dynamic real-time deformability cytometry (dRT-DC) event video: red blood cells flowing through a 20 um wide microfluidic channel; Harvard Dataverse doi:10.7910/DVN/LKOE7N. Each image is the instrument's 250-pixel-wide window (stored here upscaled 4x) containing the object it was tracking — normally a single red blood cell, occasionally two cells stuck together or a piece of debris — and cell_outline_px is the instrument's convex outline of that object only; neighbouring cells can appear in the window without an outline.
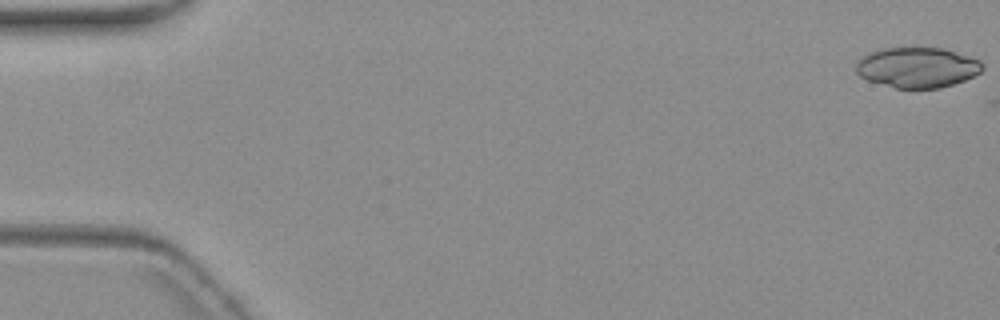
{"species": "common noctule bat (a hibernating species)", "species_latin": "Nyctalus noctula", "temperature_condition": "warm", "stored_images_in_passage": 2, "camera_frame_rate_fps": 3000, "um_per_image_px": 0.085, "animal": {"sex": "female", "body_mass_g": 19.3, "forearm_length_mm": 54.1}, "frame": {"image": 1, "passage_image": 1, "time_ms": 0.0, "image_size_px": [1000, 320], "cell_outline_px": [[984, 68], [980, 72], [964, 80], [940, 88], [896, 88], [868, 80], [860, 76], [856, 72], [856, 64], [864, 56], [872, 52], [884, 48], [940, 48], [968, 56], [980, 60], [984, 64]], "centroid_in_image_um": [77.98, 5.74], "position_along_channel_um": 7.0, "area_um2": 29.3}}